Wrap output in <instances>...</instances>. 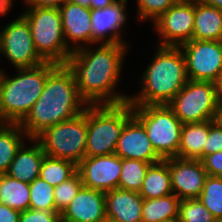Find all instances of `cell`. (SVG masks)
<instances>
[{
	"mask_svg": "<svg viewBox=\"0 0 222 222\" xmlns=\"http://www.w3.org/2000/svg\"><path fill=\"white\" fill-rule=\"evenodd\" d=\"M128 44H99L72 51L66 65L72 71L78 92L87 105H115L127 102L128 95L115 91L122 74Z\"/></svg>",
	"mask_w": 222,
	"mask_h": 222,
	"instance_id": "obj_1",
	"label": "cell"
},
{
	"mask_svg": "<svg viewBox=\"0 0 222 222\" xmlns=\"http://www.w3.org/2000/svg\"><path fill=\"white\" fill-rule=\"evenodd\" d=\"M86 107L72 71L66 64H59L47 76L40 98L19 124L28 138L34 139L45 129L81 114Z\"/></svg>",
	"mask_w": 222,
	"mask_h": 222,
	"instance_id": "obj_2",
	"label": "cell"
},
{
	"mask_svg": "<svg viewBox=\"0 0 222 222\" xmlns=\"http://www.w3.org/2000/svg\"><path fill=\"white\" fill-rule=\"evenodd\" d=\"M140 80L141 91L129 96L131 106L167 105L189 80L182 49L158 45Z\"/></svg>",
	"mask_w": 222,
	"mask_h": 222,
	"instance_id": "obj_3",
	"label": "cell"
},
{
	"mask_svg": "<svg viewBox=\"0 0 222 222\" xmlns=\"http://www.w3.org/2000/svg\"><path fill=\"white\" fill-rule=\"evenodd\" d=\"M58 65L46 61L35 67L15 69L13 77L0 69V123H20L40 98L47 76Z\"/></svg>",
	"mask_w": 222,
	"mask_h": 222,
	"instance_id": "obj_4",
	"label": "cell"
},
{
	"mask_svg": "<svg viewBox=\"0 0 222 222\" xmlns=\"http://www.w3.org/2000/svg\"><path fill=\"white\" fill-rule=\"evenodd\" d=\"M132 115L128 101L115 105H87L85 157L115 154L124 125Z\"/></svg>",
	"mask_w": 222,
	"mask_h": 222,
	"instance_id": "obj_5",
	"label": "cell"
},
{
	"mask_svg": "<svg viewBox=\"0 0 222 222\" xmlns=\"http://www.w3.org/2000/svg\"><path fill=\"white\" fill-rule=\"evenodd\" d=\"M21 16L28 22L33 44L47 62L66 64L72 50L67 45L58 8L27 7Z\"/></svg>",
	"mask_w": 222,
	"mask_h": 222,
	"instance_id": "obj_6",
	"label": "cell"
},
{
	"mask_svg": "<svg viewBox=\"0 0 222 222\" xmlns=\"http://www.w3.org/2000/svg\"><path fill=\"white\" fill-rule=\"evenodd\" d=\"M35 139L45 155L78 165L85 158L87 107L76 117L45 129Z\"/></svg>",
	"mask_w": 222,
	"mask_h": 222,
	"instance_id": "obj_7",
	"label": "cell"
},
{
	"mask_svg": "<svg viewBox=\"0 0 222 222\" xmlns=\"http://www.w3.org/2000/svg\"><path fill=\"white\" fill-rule=\"evenodd\" d=\"M133 115L143 124L152 147L164 160L176 157L182 123L165 104L132 106Z\"/></svg>",
	"mask_w": 222,
	"mask_h": 222,
	"instance_id": "obj_8",
	"label": "cell"
},
{
	"mask_svg": "<svg viewBox=\"0 0 222 222\" xmlns=\"http://www.w3.org/2000/svg\"><path fill=\"white\" fill-rule=\"evenodd\" d=\"M220 96L216 83L188 80L167 104L184 123L216 120Z\"/></svg>",
	"mask_w": 222,
	"mask_h": 222,
	"instance_id": "obj_9",
	"label": "cell"
},
{
	"mask_svg": "<svg viewBox=\"0 0 222 222\" xmlns=\"http://www.w3.org/2000/svg\"><path fill=\"white\" fill-rule=\"evenodd\" d=\"M0 54L10 60L15 69L35 67L46 62L37 52L29 24L21 15L1 30Z\"/></svg>",
	"mask_w": 222,
	"mask_h": 222,
	"instance_id": "obj_10",
	"label": "cell"
},
{
	"mask_svg": "<svg viewBox=\"0 0 222 222\" xmlns=\"http://www.w3.org/2000/svg\"><path fill=\"white\" fill-rule=\"evenodd\" d=\"M180 48L189 80L217 82L222 70V41L192 39Z\"/></svg>",
	"mask_w": 222,
	"mask_h": 222,
	"instance_id": "obj_11",
	"label": "cell"
},
{
	"mask_svg": "<svg viewBox=\"0 0 222 222\" xmlns=\"http://www.w3.org/2000/svg\"><path fill=\"white\" fill-rule=\"evenodd\" d=\"M195 0H179L154 22L160 46L180 47L193 39Z\"/></svg>",
	"mask_w": 222,
	"mask_h": 222,
	"instance_id": "obj_12",
	"label": "cell"
},
{
	"mask_svg": "<svg viewBox=\"0 0 222 222\" xmlns=\"http://www.w3.org/2000/svg\"><path fill=\"white\" fill-rule=\"evenodd\" d=\"M121 169V158L116 154L85 157L77 165L83 187L103 192L118 188Z\"/></svg>",
	"mask_w": 222,
	"mask_h": 222,
	"instance_id": "obj_13",
	"label": "cell"
},
{
	"mask_svg": "<svg viewBox=\"0 0 222 222\" xmlns=\"http://www.w3.org/2000/svg\"><path fill=\"white\" fill-rule=\"evenodd\" d=\"M173 193L180 199L199 198L208 176L199 159L168 158Z\"/></svg>",
	"mask_w": 222,
	"mask_h": 222,
	"instance_id": "obj_14",
	"label": "cell"
},
{
	"mask_svg": "<svg viewBox=\"0 0 222 222\" xmlns=\"http://www.w3.org/2000/svg\"><path fill=\"white\" fill-rule=\"evenodd\" d=\"M115 154L122 159H136L151 164L163 160L152 147L143 124L134 115L124 125Z\"/></svg>",
	"mask_w": 222,
	"mask_h": 222,
	"instance_id": "obj_15",
	"label": "cell"
},
{
	"mask_svg": "<svg viewBox=\"0 0 222 222\" xmlns=\"http://www.w3.org/2000/svg\"><path fill=\"white\" fill-rule=\"evenodd\" d=\"M127 0H118L104 9L91 10L92 45L127 44L121 37V30L126 24Z\"/></svg>",
	"mask_w": 222,
	"mask_h": 222,
	"instance_id": "obj_16",
	"label": "cell"
},
{
	"mask_svg": "<svg viewBox=\"0 0 222 222\" xmlns=\"http://www.w3.org/2000/svg\"><path fill=\"white\" fill-rule=\"evenodd\" d=\"M59 10L62 16V29L67 47L75 51L82 47L92 46L91 9L68 2ZM70 41L75 45L71 47Z\"/></svg>",
	"mask_w": 222,
	"mask_h": 222,
	"instance_id": "obj_17",
	"label": "cell"
},
{
	"mask_svg": "<svg viewBox=\"0 0 222 222\" xmlns=\"http://www.w3.org/2000/svg\"><path fill=\"white\" fill-rule=\"evenodd\" d=\"M106 219L105 192L82 187L61 213V222H100Z\"/></svg>",
	"mask_w": 222,
	"mask_h": 222,
	"instance_id": "obj_18",
	"label": "cell"
},
{
	"mask_svg": "<svg viewBox=\"0 0 222 222\" xmlns=\"http://www.w3.org/2000/svg\"><path fill=\"white\" fill-rule=\"evenodd\" d=\"M144 199L138 192L116 188L105 192L106 219L113 222H142Z\"/></svg>",
	"mask_w": 222,
	"mask_h": 222,
	"instance_id": "obj_19",
	"label": "cell"
},
{
	"mask_svg": "<svg viewBox=\"0 0 222 222\" xmlns=\"http://www.w3.org/2000/svg\"><path fill=\"white\" fill-rule=\"evenodd\" d=\"M29 141L34 144L27 147L24 143L21 146L6 173L8 176L26 183H32L39 177L45 156L40 143L35 138L29 139Z\"/></svg>",
	"mask_w": 222,
	"mask_h": 222,
	"instance_id": "obj_20",
	"label": "cell"
},
{
	"mask_svg": "<svg viewBox=\"0 0 222 222\" xmlns=\"http://www.w3.org/2000/svg\"><path fill=\"white\" fill-rule=\"evenodd\" d=\"M193 39L222 41V10L195 0Z\"/></svg>",
	"mask_w": 222,
	"mask_h": 222,
	"instance_id": "obj_21",
	"label": "cell"
},
{
	"mask_svg": "<svg viewBox=\"0 0 222 222\" xmlns=\"http://www.w3.org/2000/svg\"><path fill=\"white\" fill-rule=\"evenodd\" d=\"M210 120L184 123L181 128L180 146L177 158L202 160L203 146H206Z\"/></svg>",
	"mask_w": 222,
	"mask_h": 222,
	"instance_id": "obj_22",
	"label": "cell"
},
{
	"mask_svg": "<svg viewBox=\"0 0 222 222\" xmlns=\"http://www.w3.org/2000/svg\"><path fill=\"white\" fill-rule=\"evenodd\" d=\"M173 193L168 158L151 164L143 181L140 196L143 199L160 198Z\"/></svg>",
	"mask_w": 222,
	"mask_h": 222,
	"instance_id": "obj_23",
	"label": "cell"
},
{
	"mask_svg": "<svg viewBox=\"0 0 222 222\" xmlns=\"http://www.w3.org/2000/svg\"><path fill=\"white\" fill-rule=\"evenodd\" d=\"M28 139L19 123H0V174H6L18 150Z\"/></svg>",
	"mask_w": 222,
	"mask_h": 222,
	"instance_id": "obj_24",
	"label": "cell"
},
{
	"mask_svg": "<svg viewBox=\"0 0 222 222\" xmlns=\"http://www.w3.org/2000/svg\"><path fill=\"white\" fill-rule=\"evenodd\" d=\"M0 203L19 212L29 209V183L16 180L7 174H0Z\"/></svg>",
	"mask_w": 222,
	"mask_h": 222,
	"instance_id": "obj_25",
	"label": "cell"
},
{
	"mask_svg": "<svg viewBox=\"0 0 222 222\" xmlns=\"http://www.w3.org/2000/svg\"><path fill=\"white\" fill-rule=\"evenodd\" d=\"M179 203L180 199L174 193L160 198L144 199L142 222L178 219Z\"/></svg>",
	"mask_w": 222,
	"mask_h": 222,
	"instance_id": "obj_26",
	"label": "cell"
},
{
	"mask_svg": "<svg viewBox=\"0 0 222 222\" xmlns=\"http://www.w3.org/2000/svg\"><path fill=\"white\" fill-rule=\"evenodd\" d=\"M77 172V165L68 160H62L45 155L40 167L39 177L56 187L67 181Z\"/></svg>",
	"mask_w": 222,
	"mask_h": 222,
	"instance_id": "obj_27",
	"label": "cell"
},
{
	"mask_svg": "<svg viewBox=\"0 0 222 222\" xmlns=\"http://www.w3.org/2000/svg\"><path fill=\"white\" fill-rule=\"evenodd\" d=\"M150 165L151 163L141 160L121 158L122 169L118 188L139 193Z\"/></svg>",
	"mask_w": 222,
	"mask_h": 222,
	"instance_id": "obj_28",
	"label": "cell"
},
{
	"mask_svg": "<svg viewBox=\"0 0 222 222\" xmlns=\"http://www.w3.org/2000/svg\"><path fill=\"white\" fill-rule=\"evenodd\" d=\"M216 220L222 218V177L207 176L198 198Z\"/></svg>",
	"mask_w": 222,
	"mask_h": 222,
	"instance_id": "obj_29",
	"label": "cell"
},
{
	"mask_svg": "<svg viewBox=\"0 0 222 222\" xmlns=\"http://www.w3.org/2000/svg\"><path fill=\"white\" fill-rule=\"evenodd\" d=\"M29 209L55 211L54 187L40 177L29 183Z\"/></svg>",
	"mask_w": 222,
	"mask_h": 222,
	"instance_id": "obj_30",
	"label": "cell"
},
{
	"mask_svg": "<svg viewBox=\"0 0 222 222\" xmlns=\"http://www.w3.org/2000/svg\"><path fill=\"white\" fill-rule=\"evenodd\" d=\"M179 222H217L198 198L180 200Z\"/></svg>",
	"mask_w": 222,
	"mask_h": 222,
	"instance_id": "obj_31",
	"label": "cell"
},
{
	"mask_svg": "<svg viewBox=\"0 0 222 222\" xmlns=\"http://www.w3.org/2000/svg\"><path fill=\"white\" fill-rule=\"evenodd\" d=\"M82 187L83 183L78 172L67 181L54 187L55 212L61 214Z\"/></svg>",
	"mask_w": 222,
	"mask_h": 222,
	"instance_id": "obj_32",
	"label": "cell"
},
{
	"mask_svg": "<svg viewBox=\"0 0 222 222\" xmlns=\"http://www.w3.org/2000/svg\"><path fill=\"white\" fill-rule=\"evenodd\" d=\"M179 0H137V16L140 21L152 20L153 22Z\"/></svg>",
	"mask_w": 222,
	"mask_h": 222,
	"instance_id": "obj_33",
	"label": "cell"
},
{
	"mask_svg": "<svg viewBox=\"0 0 222 222\" xmlns=\"http://www.w3.org/2000/svg\"><path fill=\"white\" fill-rule=\"evenodd\" d=\"M218 151H222V125L217 120H210L206 146H203L202 159Z\"/></svg>",
	"mask_w": 222,
	"mask_h": 222,
	"instance_id": "obj_34",
	"label": "cell"
},
{
	"mask_svg": "<svg viewBox=\"0 0 222 222\" xmlns=\"http://www.w3.org/2000/svg\"><path fill=\"white\" fill-rule=\"evenodd\" d=\"M19 222H61V214L55 211L27 209L21 212Z\"/></svg>",
	"mask_w": 222,
	"mask_h": 222,
	"instance_id": "obj_35",
	"label": "cell"
},
{
	"mask_svg": "<svg viewBox=\"0 0 222 222\" xmlns=\"http://www.w3.org/2000/svg\"><path fill=\"white\" fill-rule=\"evenodd\" d=\"M201 161L209 176L222 177V151L209 154Z\"/></svg>",
	"mask_w": 222,
	"mask_h": 222,
	"instance_id": "obj_36",
	"label": "cell"
},
{
	"mask_svg": "<svg viewBox=\"0 0 222 222\" xmlns=\"http://www.w3.org/2000/svg\"><path fill=\"white\" fill-rule=\"evenodd\" d=\"M21 212L0 203V222H19Z\"/></svg>",
	"mask_w": 222,
	"mask_h": 222,
	"instance_id": "obj_37",
	"label": "cell"
},
{
	"mask_svg": "<svg viewBox=\"0 0 222 222\" xmlns=\"http://www.w3.org/2000/svg\"><path fill=\"white\" fill-rule=\"evenodd\" d=\"M71 0H33L28 7L60 8Z\"/></svg>",
	"mask_w": 222,
	"mask_h": 222,
	"instance_id": "obj_38",
	"label": "cell"
},
{
	"mask_svg": "<svg viewBox=\"0 0 222 222\" xmlns=\"http://www.w3.org/2000/svg\"><path fill=\"white\" fill-rule=\"evenodd\" d=\"M118 0H91L90 9H104L105 7L111 6Z\"/></svg>",
	"mask_w": 222,
	"mask_h": 222,
	"instance_id": "obj_39",
	"label": "cell"
},
{
	"mask_svg": "<svg viewBox=\"0 0 222 222\" xmlns=\"http://www.w3.org/2000/svg\"><path fill=\"white\" fill-rule=\"evenodd\" d=\"M12 5L13 3H11L9 0H0V15L5 16Z\"/></svg>",
	"mask_w": 222,
	"mask_h": 222,
	"instance_id": "obj_40",
	"label": "cell"
},
{
	"mask_svg": "<svg viewBox=\"0 0 222 222\" xmlns=\"http://www.w3.org/2000/svg\"><path fill=\"white\" fill-rule=\"evenodd\" d=\"M207 5L214 6L219 10H222V0H199Z\"/></svg>",
	"mask_w": 222,
	"mask_h": 222,
	"instance_id": "obj_41",
	"label": "cell"
},
{
	"mask_svg": "<svg viewBox=\"0 0 222 222\" xmlns=\"http://www.w3.org/2000/svg\"><path fill=\"white\" fill-rule=\"evenodd\" d=\"M216 87H217L220 99H222V70H221V74L219 76V79L216 82Z\"/></svg>",
	"mask_w": 222,
	"mask_h": 222,
	"instance_id": "obj_42",
	"label": "cell"
},
{
	"mask_svg": "<svg viewBox=\"0 0 222 222\" xmlns=\"http://www.w3.org/2000/svg\"><path fill=\"white\" fill-rule=\"evenodd\" d=\"M216 120L222 125V99L218 105Z\"/></svg>",
	"mask_w": 222,
	"mask_h": 222,
	"instance_id": "obj_43",
	"label": "cell"
},
{
	"mask_svg": "<svg viewBox=\"0 0 222 222\" xmlns=\"http://www.w3.org/2000/svg\"><path fill=\"white\" fill-rule=\"evenodd\" d=\"M71 2L90 8L91 0H71Z\"/></svg>",
	"mask_w": 222,
	"mask_h": 222,
	"instance_id": "obj_44",
	"label": "cell"
},
{
	"mask_svg": "<svg viewBox=\"0 0 222 222\" xmlns=\"http://www.w3.org/2000/svg\"><path fill=\"white\" fill-rule=\"evenodd\" d=\"M159 222H179L178 219H167V220H162Z\"/></svg>",
	"mask_w": 222,
	"mask_h": 222,
	"instance_id": "obj_45",
	"label": "cell"
},
{
	"mask_svg": "<svg viewBox=\"0 0 222 222\" xmlns=\"http://www.w3.org/2000/svg\"><path fill=\"white\" fill-rule=\"evenodd\" d=\"M33 0H24V2L26 3V5H29Z\"/></svg>",
	"mask_w": 222,
	"mask_h": 222,
	"instance_id": "obj_46",
	"label": "cell"
},
{
	"mask_svg": "<svg viewBox=\"0 0 222 222\" xmlns=\"http://www.w3.org/2000/svg\"><path fill=\"white\" fill-rule=\"evenodd\" d=\"M100 222H113L112 220H109V219H105L103 221H100Z\"/></svg>",
	"mask_w": 222,
	"mask_h": 222,
	"instance_id": "obj_47",
	"label": "cell"
}]
</instances>
